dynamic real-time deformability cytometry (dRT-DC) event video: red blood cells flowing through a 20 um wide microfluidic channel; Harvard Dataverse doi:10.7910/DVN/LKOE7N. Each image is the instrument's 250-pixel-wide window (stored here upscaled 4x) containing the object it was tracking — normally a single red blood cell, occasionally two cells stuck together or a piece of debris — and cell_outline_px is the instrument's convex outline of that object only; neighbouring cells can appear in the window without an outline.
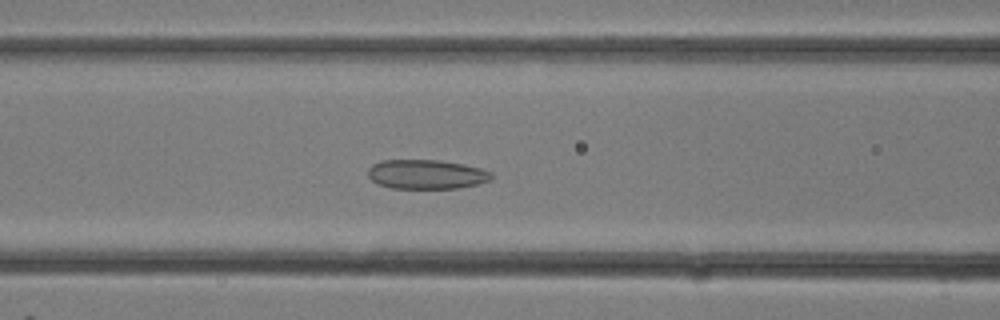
{"species": "common noctule bat (a hibernating species)", "species_latin": "Nyctalus noctula", "temperature_condition": "room temperature", "stored_images_in_passage": 20, "camera_frame_rate_fps": 3000, "um_per_image_px": 0.085, "animal": {"sex": "female"}, "frame": {"image": 1, "passage_image": 11, "time_ms": 3.333, "image_size_px": [1000, 320], "cell_outline_px": [[492, 180], [460, 188], [392, 188], [376, 184], [368, 176], [368, 168], [372, 164], [380, 160], [440, 160], [480, 168], [492, 172]], "centroid_in_image_um": [36.21, 14.82], "position_along_channel_um": 130.4, "area_um2": 21.15}}
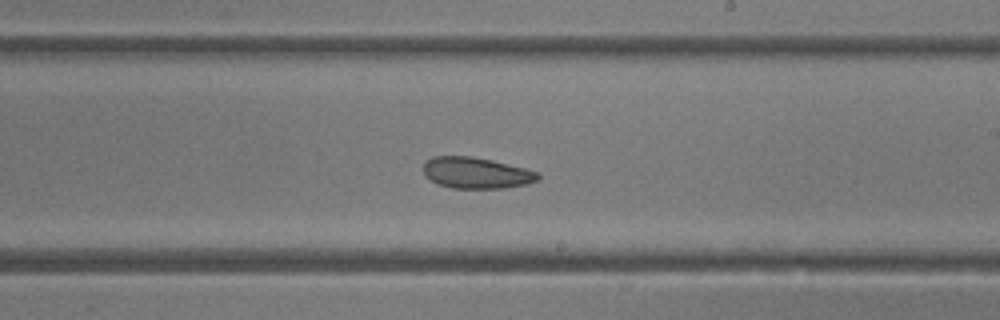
{"frame": {"image": 2, "passage_image": 16, "time_ms": 5.0, "image_size_px": [1000, 320], "cell_outline_px": [[540, 176], [536, 180], [528, 184], [504, 188], [452, 188], [440, 184], [424, 176], [424, 164], [432, 156], [472, 156], [492, 160], [540, 172]], "centroid_in_image_um": [40.5, 14.69], "position_along_channel_um": 248.5, "area_um2": 20.75}}
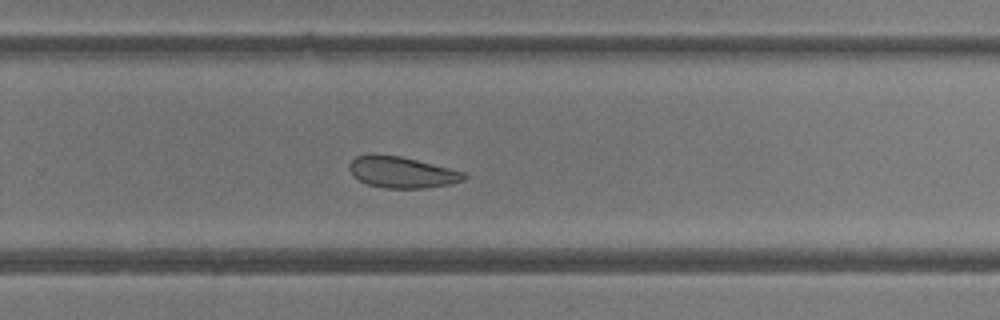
{"frame": {"image": 3, "passage_image": 18, "time_ms": 5.667, "image_size_px": [1000, 320], "cell_outline_px": [[464, 180], [452, 184], [424, 188], [384, 188], [368, 184], [352, 176], [348, 168], [348, 164], [356, 156], [400, 156], [464, 172]], "centroid_in_image_um": [34.14, 14.67], "position_along_channel_um": 295.7, "area_um2": 20.35}}